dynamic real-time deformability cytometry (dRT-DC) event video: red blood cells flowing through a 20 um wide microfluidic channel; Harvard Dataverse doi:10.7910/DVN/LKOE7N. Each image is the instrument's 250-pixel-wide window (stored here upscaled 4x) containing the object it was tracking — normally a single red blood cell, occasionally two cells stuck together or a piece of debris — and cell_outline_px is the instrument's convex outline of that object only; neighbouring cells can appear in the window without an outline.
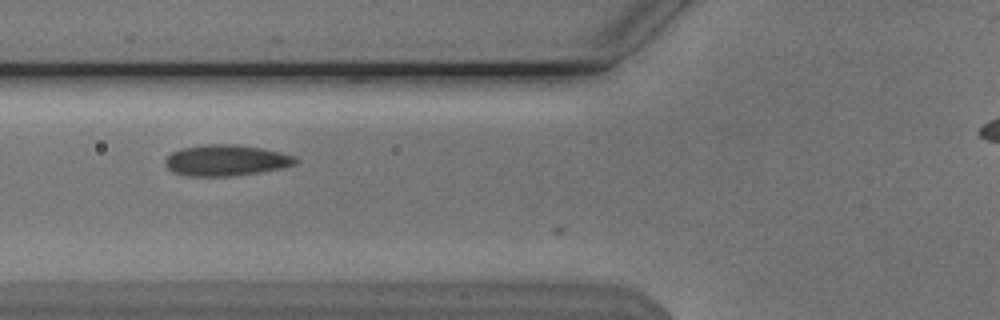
{"species": "Egyptian fruit bat (a non-hibernating species)", "species_latin": "Rousettus aegyptiacus", "temperature_condition": "cold", "stored_images_in_passage": 4, "camera_frame_rate_fps": 3000, "um_per_image_px": 0.085, "animal": {"sex": "male"}, "frame": {"image": 1, "passage_image": 3, "time_ms": 0.667, "image_size_px": [1000, 320], "cell_outline_px": [[300, 160], [296, 164], [284, 168], [228, 176], [188, 176], [172, 172], [164, 164], [164, 160], [172, 152], [180, 148], [204, 144], [236, 144], [264, 148], [296, 156]], "centroid_in_image_um": [19.22, 13.61], "position_along_channel_um": 106.6, "area_um2": 23.81}}